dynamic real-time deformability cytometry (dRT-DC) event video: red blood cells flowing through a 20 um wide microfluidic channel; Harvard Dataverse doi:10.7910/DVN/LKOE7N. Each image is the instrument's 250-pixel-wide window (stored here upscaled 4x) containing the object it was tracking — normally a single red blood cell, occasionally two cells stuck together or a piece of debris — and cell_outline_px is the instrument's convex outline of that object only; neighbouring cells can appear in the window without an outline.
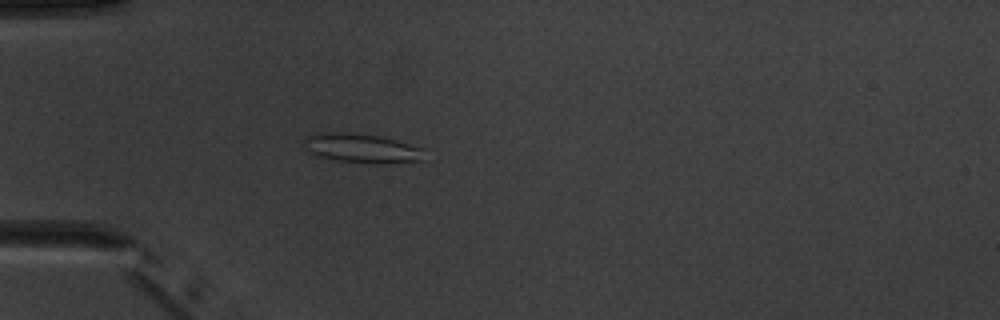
{"species": "common noctule bat (a hibernating species)", "species_latin": "Nyctalus noctula", "temperature_condition": "warm", "stored_images_in_passage": 4, "camera_frame_rate_fps": 3000, "um_per_image_px": 0.085, "animal": {"sex": "male", "body_mass_g": 20.1, "forearm_length_mm": 53.5}, "frame": {"image": 1, "passage_image": 4, "time_ms": 5.0, "image_size_px": [1000, 320], "cell_outline_px": [[424, 160], [376, 164], [336, 160], [316, 156], [304, 148], [300, 144], [304, 136], [316, 132], [348, 132], [380, 136], [424, 148]], "centroid_in_image_um": [30.66, 12.59], "position_along_channel_um": 54.3, "area_um2": 20.92}}